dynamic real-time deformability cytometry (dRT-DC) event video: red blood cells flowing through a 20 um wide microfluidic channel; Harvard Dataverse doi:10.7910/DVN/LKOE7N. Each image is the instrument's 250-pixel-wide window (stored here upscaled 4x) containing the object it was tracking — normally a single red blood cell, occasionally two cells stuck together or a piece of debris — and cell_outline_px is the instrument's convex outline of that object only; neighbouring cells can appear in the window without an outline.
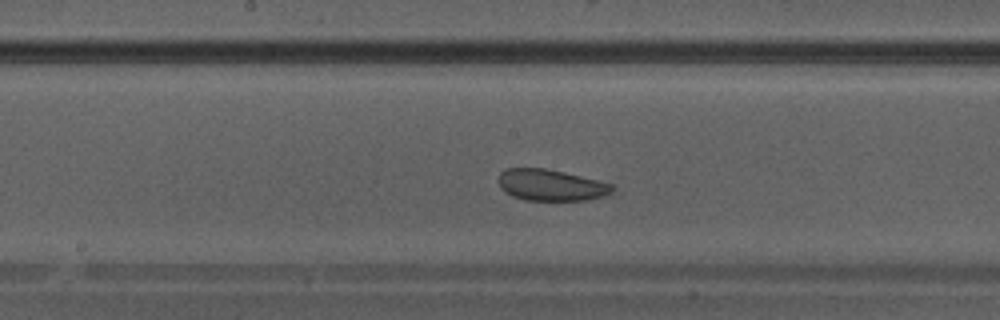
{"species": "Egyptian fruit bat (a non-hibernating species)", "species_latin": "Rousettus aegyptiacus", "temperature_condition": "warm", "stored_images_in_passage": 36, "camera_frame_rate_fps": 3000, "um_per_image_px": 0.085, "animal": {"sex": "male"}, "frame": {"image": 1, "passage_image": 16, "time_ms": 5.0, "image_size_px": [1000, 320], "cell_outline_px": [[616, 188], [612, 192], [604, 196], [588, 200], [524, 200], [512, 196], [500, 188], [496, 180], [500, 172], [508, 168], [544, 168], [564, 172], [612, 184]], "centroid_in_image_um": [46.8, 15.73], "position_along_channel_um": 201.4, "area_um2": 20.92}}